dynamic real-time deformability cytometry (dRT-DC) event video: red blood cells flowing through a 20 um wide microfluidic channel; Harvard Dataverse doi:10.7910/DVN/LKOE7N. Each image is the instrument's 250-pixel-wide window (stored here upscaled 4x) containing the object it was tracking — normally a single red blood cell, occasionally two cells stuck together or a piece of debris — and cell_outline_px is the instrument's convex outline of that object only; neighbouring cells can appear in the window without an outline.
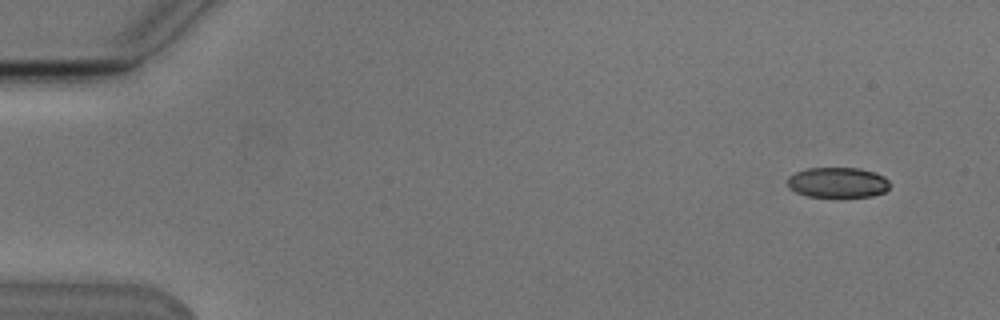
{"species": "Egyptian fruit bat (a non-hibernating species)", "species_latin": "Rousettus aegyptiacus", "temperature_condition": "cold", "stored_images_in_passage": 8, "camera_frame_rate_fps": 3000, "um_per_image_px": 0.085, "animal": {"sex": "male"}, "frame": {"image": 1, "passage_image": 1, "time_ms": 0.0, "image_size_px": [1000, 320], "cell_outline_px": [[892, 184], [884, 192], [872, 196], [808, 196], [796, 192], [788, 188], [788, 176], [796, 172], [808, 168], [860, 168], [876, 172], [884, 176]], "centroid_in_image_um": [71.23, 15.5], "position_along_channel_um": 13.8, "area_um2": 18.09}}
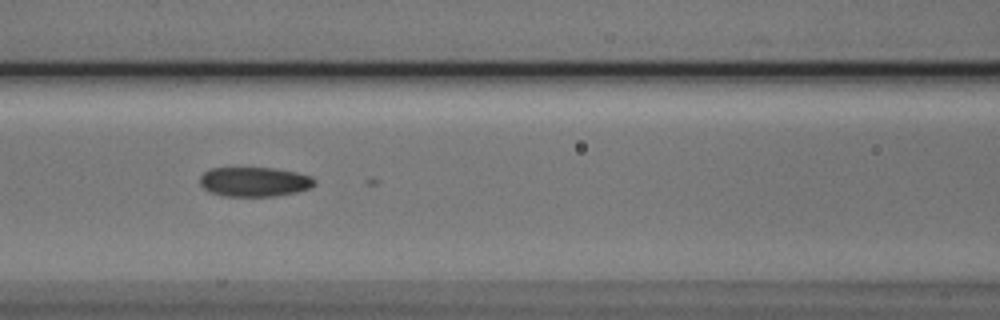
{"frame": {"image": 2, "passage_image": 6, "time_ms": 6.667, "image_size_px": [1000, 320], "cell_outline_px": [[316, 184], [308, 188], [296, 192], [272, 196], [224, 196], [212, 192], [204, 188], [200, 184], [200, 176], [208, 168], [276, 168], [296, 172], [312, 176], [316, 180]], "centroid_in_image_um": [21.63, 15.44], "position_along_channel_um": 145.0, "area_um2": 19.71}}
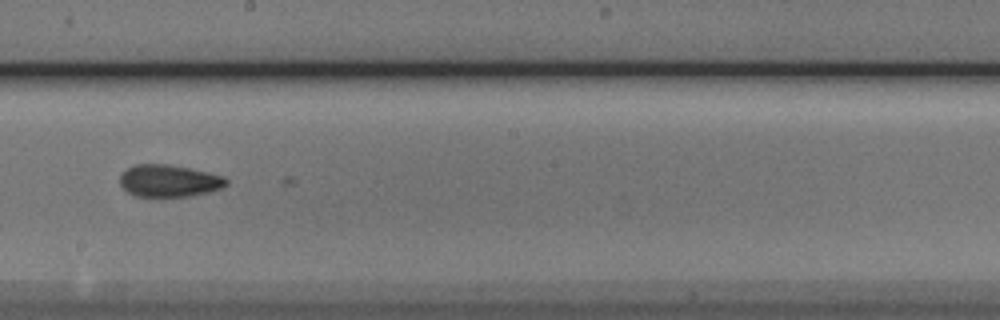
{"frame": {"image": 3, "passage_image": 8, "time_ms": 9.0, "image_size_px": [1000, 320], "cell_outline_px": [[228, 184], [220, 188], [208, 192], [188, 196], [136, 196], [128, 192], [120, 184], [120, 176], [132, 164], [168, 164], [208, 172], [224, 176], [228, 180]], "centroid_in_image_um": [14.37, 15.36], "position_along_channel_um": 233.8, "area_um2": 19.77}}